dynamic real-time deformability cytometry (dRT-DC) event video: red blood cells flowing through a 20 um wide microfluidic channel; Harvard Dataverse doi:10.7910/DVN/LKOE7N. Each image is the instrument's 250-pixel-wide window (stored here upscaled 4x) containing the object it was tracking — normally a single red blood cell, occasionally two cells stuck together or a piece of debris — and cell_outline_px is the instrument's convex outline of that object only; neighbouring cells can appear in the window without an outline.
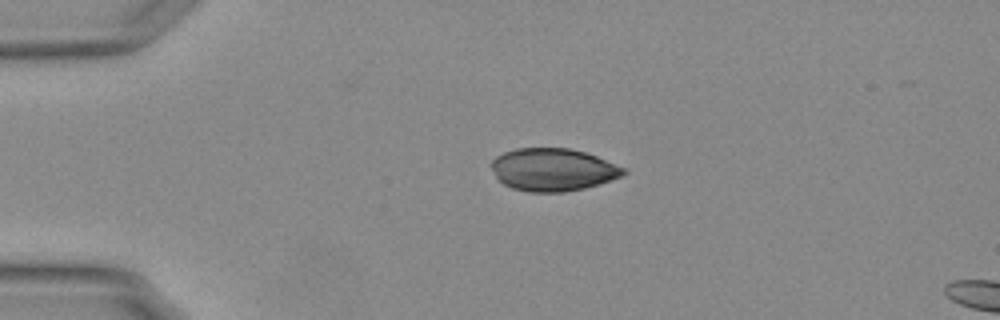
{"species": "Egyptian fruit bat (a non-hibernating species)", "species_latin": "Rousettus aegyptiacus", "temperature_condition": "warm", "stored_images_in_passage": 43, "camera_frame_rate_fps": 3000, "um_per_image_px": 0.085, "animal": {"sex": "female"}, "frame": {"image": 1, "passage_image": 1, "time_ms": 0.0, "image_size_px": [1000, 320], "cell_outline_px": [[628, 172], [620, 176], [584, 188], [564, 192], [528, 192], [512, 188], [504, 184], [496, 176], [488, 164], [496, 156], [504, 152], [516, 148], [568, 148], [584, 152], [596, 156], [628, 168]], "centroid_in_image_um": [46.98, 14.41], "position_along_channel_um": 38.0, "area_um2": 32.83}}
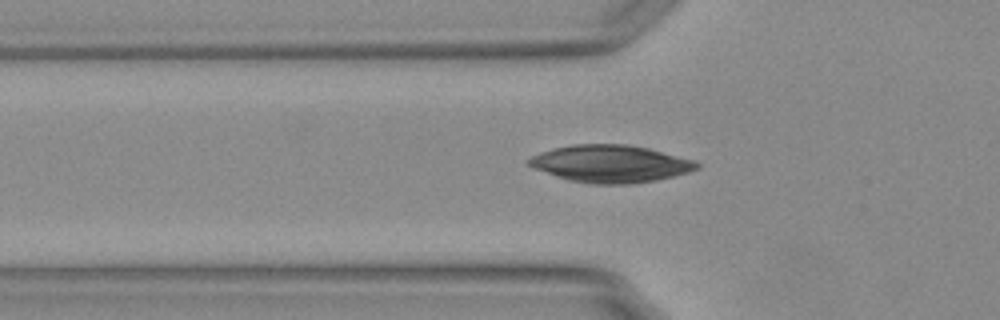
{"frame": {"image": 2, "passage_image": 7, "time_ms": 2.0, "image_size_px": [1000, 320], "cell_outline_px": [[700, 168], [688, 172], [656, 180], [628, 184], [592, 184], [568, 180], [556, 176], [536, 168], [528, 164], [528, 160], [532, 156], [540, 152], [572, 144], [628, 144], [648, 148], [696, 160], [700, 164]], "centroid_in_image_um": [51.94, 13.91], "position_along_channel_um": 73.9, "area_um2": 36.41}}
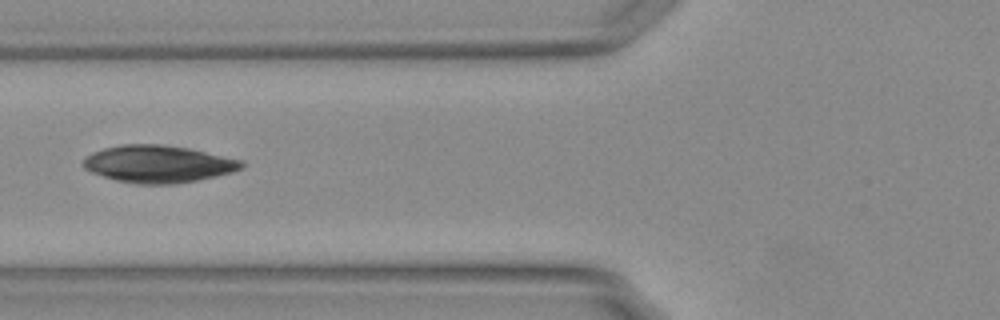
{"frame": {"image": 3, "passage_image": 10, "time_ms": 3.0, "image_size_px": [1000, 320], "cell_outline_px": [[244, 168], [232, 172], [216, 176], [196, 180], [172, 184], [136, 184], [116, 180], [92, 172], [84, 168], [84, 160], [92, 152], [104, 148], [120, 144], [164, 144], [188, 148], [244, 160]], "centroid_in_image_um": [13.48, 13.93], "position_along_channel_um": 112.3, "area_um2": 34.33}}